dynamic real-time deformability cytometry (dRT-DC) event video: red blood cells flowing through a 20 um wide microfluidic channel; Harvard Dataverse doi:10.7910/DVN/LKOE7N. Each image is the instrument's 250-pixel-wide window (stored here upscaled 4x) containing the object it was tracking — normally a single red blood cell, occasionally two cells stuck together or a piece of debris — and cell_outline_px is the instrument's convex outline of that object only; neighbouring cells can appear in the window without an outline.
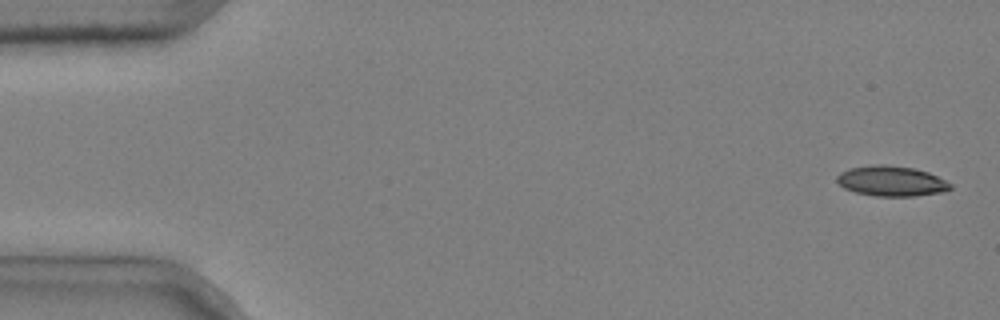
{"species": "common noctule bat (a hibernating species)", "species_latin": "Nyctalus noctula", "temperature_condition": "cold", "stored_images_in_passage": 5, "camera_frame_rate_fps": 3000, "um_per_image_px": 0.085, "animal": {"sex": "male", "body_mass_g": 20.4}, "frame": {"image": 1, "passage_image": 1, "time_ms": 0.0, "image_size_px": [1000, 320], "cell_outline_px": [[952, 188], [944, 192], [916, 196], [876, 196], [856, 192], [844, 188], [836, 180], [836, 176], [840, 172], [852, 168], [872, 164], [884, 164], [916, 168], [928, 172], [952, 184]], "centroid_in_image_um": [75.78, 15.39], "position_along_channel_um": 9.2, "area_um2": 20.06}}
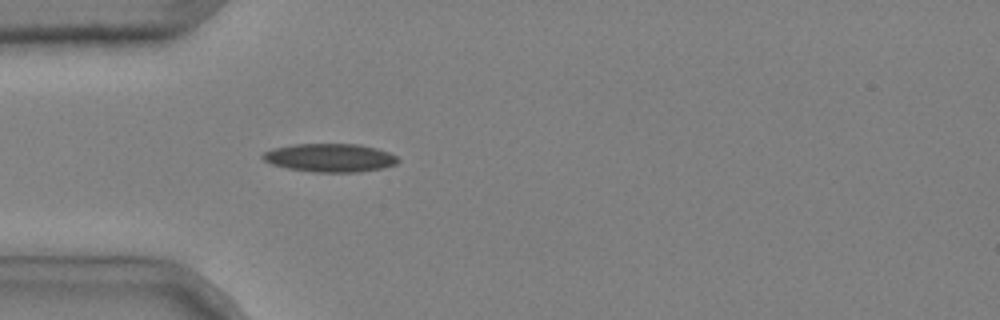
{"frame": {"image": 2, "passage_image": 5, "time_ms": 1.333, "image_size_px": [1000, 320], "cell_outline_px": [[400, 160], [396, 164], [384, 168], [360, 172], [312, 172], [288, 168], [272, 164], [264, 160], [260, 156], [264, 152], [276, 148], [296, 144], [356, 144], [376, 148], [388, 152], [396, 156]], "centroid_in_image_um": [28.07, 13.42], "position_along_channel_um": 56.9, "area_um2": 22.25}}